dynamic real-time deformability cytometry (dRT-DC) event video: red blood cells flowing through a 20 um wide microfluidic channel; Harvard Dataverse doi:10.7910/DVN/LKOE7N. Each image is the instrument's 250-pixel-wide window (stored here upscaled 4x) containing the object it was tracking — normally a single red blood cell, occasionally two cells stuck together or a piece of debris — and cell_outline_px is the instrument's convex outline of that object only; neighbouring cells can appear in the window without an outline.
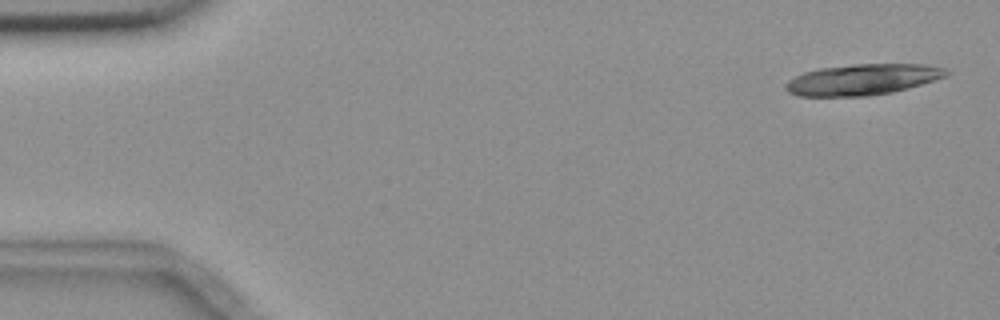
{"species": "common noctule bat (a hibernating species)", "species_latin": "Nyctalus noctula", "temperature_condition": "room temperature", "stored_images_in_passage": 4, "camera_frame_rate_fps": 3000, "um_per_image_px": 0.085, "animal": {"sex": "female", "body_mass_g": 18.4}, "frame": {"image": 1, "passage_image": 1, "time_ms": 0.0, "image_size_px": [1000, 320], "cell_outline_px": [[952, 72], [948, 76], [908, 88], [892, 92], [868, 96], [800, 96], [788, 92], [784, 88], [784, 84], [788, 80], [804, 72], [820, 68], [856, 64], [924, 64], [948, 68]], "centroid_in_image_um": [73.36, 6.75], "position_along_channel_um": 11.6, "area_um2": 29.13}}